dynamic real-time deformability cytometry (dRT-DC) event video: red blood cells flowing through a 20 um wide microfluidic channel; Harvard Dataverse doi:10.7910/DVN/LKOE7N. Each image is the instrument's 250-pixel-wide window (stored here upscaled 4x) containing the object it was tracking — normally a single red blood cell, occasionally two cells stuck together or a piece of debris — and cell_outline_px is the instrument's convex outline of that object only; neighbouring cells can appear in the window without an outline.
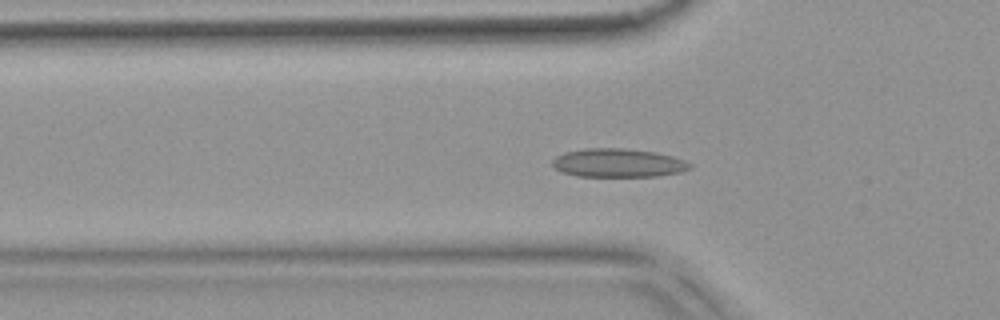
{"species": "common noctule bat (a hibernating species)", "species_latin": "Nyctalus noctula", "temperature_condition": "warm", "stored_images_in_passage": 41, "camera_frame_rate_fps": 3000, "um_per_image_px": 0.085, "animal": {"sex": "female", "body_mass_g": 18.4}, "frame": {"image": 1, "passage_image": 5, "time_ms": 1.333, "image_size_px": [1000, 320], "cell_outline_px": [[692, 168], [680, 172], [656, 176], [576, 176], [560, 172], [552, 164], [552, 160], [556, 156], [564, 152], [584, 148], [624, 148], [656, 152], [672, 156], [684, 160], [692, 164]], "centroid_in_image_um": [52.52, 13.84], "position_along_channel_um": 73.3, "area_um2": 23.0}}
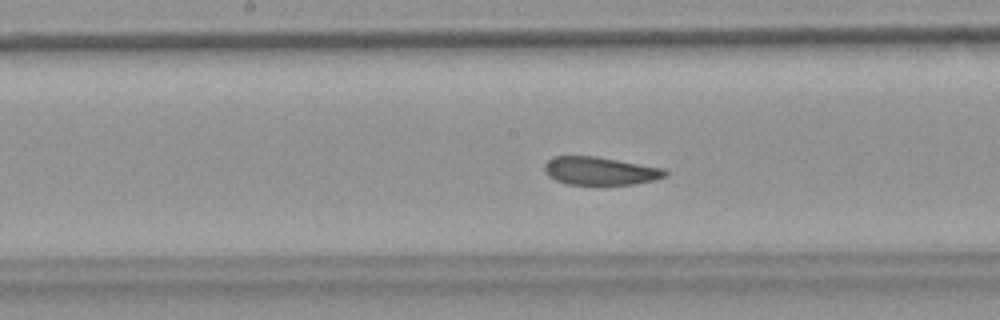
{"frame": {"image": 2, "passage_image": 15, "time_ms": 4.667, "image_size_px": [1000, 320], "cell_outline_px": [[668, 176], [656, 180], [636, 184], [568, 184], [556, 180], [548, 176], [544, 172], [544, 164], [552, 156], [596, 156], [664, 168], [668, 172]], "centroid_in_image_um": [51.03, 14.52], "position_along_channel_um": 197.2, "area_um2": 19.88}}
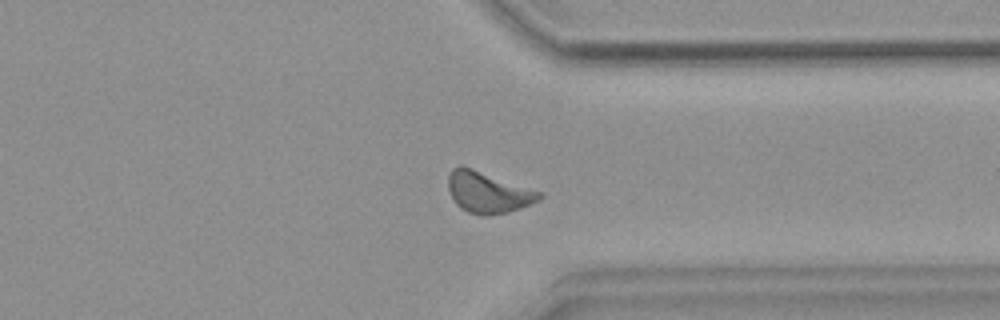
{"frame": {"image": 3, "passage_image": 29, "time_ms": 9.333, "image_size_px": [1000, 320], "cell_outline_px": [[544, 196], [540, 200], [532, 204], [508, 212], [488, 216], [480, 216], [468, 212], [460, 208], [456, 204], [448, 188], [448, 176], [452, 168], [460, 164], [544, 192]], "centroid_in_image_um": [41.51, 16.35], "position_along_channel_um": 369.9, "area_um2": 22.25}, "authors_computed_cell_mechanics": {"area_um2": 20.8658, "velocity_mm_per_s": 3.7219, "shape_relaxation_time_tau1_ms": 10.7246, "shape_relaxation_time_tau2_ms": 2.2875, "deformation_change_tau1": 0.1664, "deformation_change_tau2": 0.067}}